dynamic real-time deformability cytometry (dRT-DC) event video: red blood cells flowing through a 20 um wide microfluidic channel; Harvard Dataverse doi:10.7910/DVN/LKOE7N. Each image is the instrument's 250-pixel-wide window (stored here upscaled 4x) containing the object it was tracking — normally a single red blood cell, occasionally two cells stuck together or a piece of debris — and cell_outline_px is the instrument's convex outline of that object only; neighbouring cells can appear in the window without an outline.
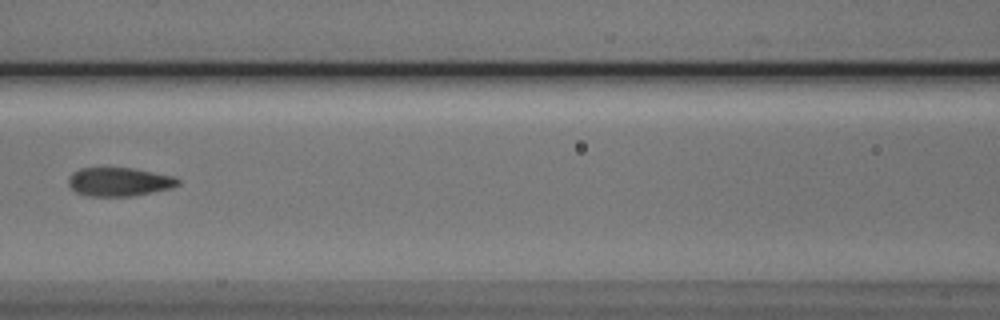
{"species": "Egyptian fruit bat (a non-hibernating species)", "species_latin": "Rousettus aegyptiacus", "temperature_condition": "cold", "stored_images_in_passage": 6, "camera_frame_rate_fps": 3000, "um_per_image_px": 0.085, "animal": {"sex": "male"}, "frame": {"image": 1, "passage_image": 5, "time_ms": 4.667, "image_size_px": [1000, 320], "cell_outline_px": [[180, 184], [172, 188], [132, 196], [88, 196], [76, 192], [68, 184], [68, 176], [72, 172], [80, 168], [132, 168], [172, 176], [180, 180]], "centroid_in_image_um": [10.1, 15.45], "position_along_channel_um": 156.5, "area_um2": 18.26}}
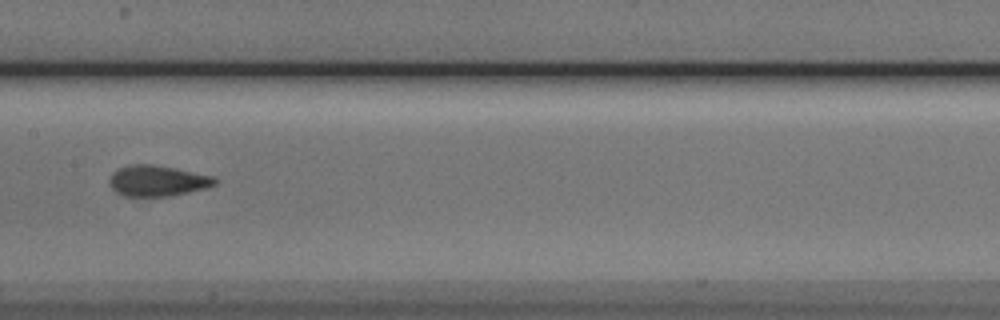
{"frame": {"image": 2, "passage_image": 6, "time_ms": 5.667, "image_size_px": [1000, 320], "cell_outline_px": [[216, 184], [204, 188], [188, 192], [168, 196], [124, 196], [116, 192], [112, 188], [108, 180], [112, 172], [120, 168], [132, 164], [152, 164], [216, 176]], "centroid_in_image_um": [13.36, 15.36], "position_along_channel_um": 194.0, "area_um2": 18.84}}